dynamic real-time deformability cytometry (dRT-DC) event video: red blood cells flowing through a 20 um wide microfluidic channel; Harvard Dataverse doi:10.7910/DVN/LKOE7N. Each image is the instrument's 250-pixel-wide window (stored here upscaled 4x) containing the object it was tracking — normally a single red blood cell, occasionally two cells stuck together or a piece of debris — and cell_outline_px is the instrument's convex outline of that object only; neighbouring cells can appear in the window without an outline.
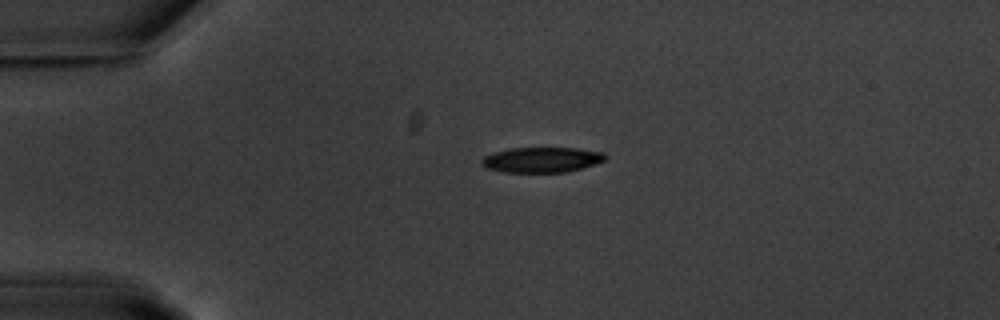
{"species": "common noctule bat (a hibernating species)", "species_latin": "Nyctalus noctula", "temperature_condition": "warm", "stored_images_in_passage": 43, "camera_frame_rate_fps": 3000, "um_per_image_px": 0.085, "animal": {"sex": "male", "body_mass_g": 20.1, "forearm_length_mm": 53.5}, "frame": {"image": 1, "passage_image": 1, "time_ms": 0.0, "image_size_px": [1000, 320], "cell_outline_px": [[604, 160], [568, 172], [504, 172], [488, 168], [480, 164], [480, 160], [484, 156], [492, 152], [512, 148], [576, 148], [604, 152]], "centroid_in_image_um": [45.98, 13.57], "position_along_channel_um": 39.0, "area_um2": 18.03}}
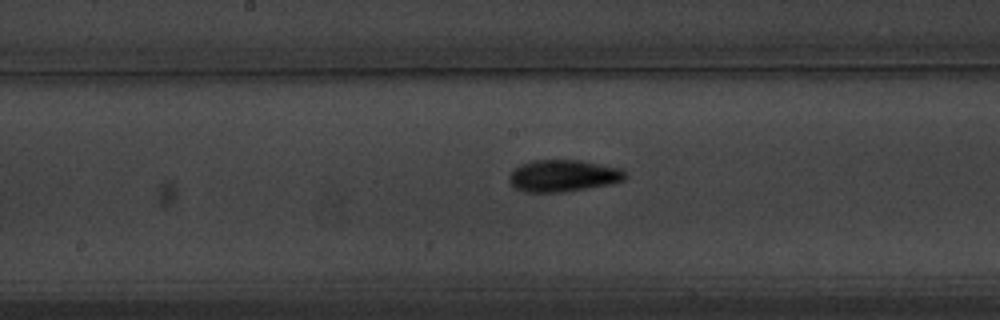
{"frame": {"image": 2, "passage_image": 17, "time_ms": 5.333, "image_size_px": [1000, 320], "cell_outline_px": [[628, 176], [624, 180], [612, 184], [564, 192], [524, 192], [516, 188], [508, 180], [508, 176], [512, 168], [520, 164], [532, 160], [580, 160], [624, 168]], "centroid_in_image_um": [47.89, 14.93], "position_along_channel_um": 200.3, "area_um2": 22.02}}
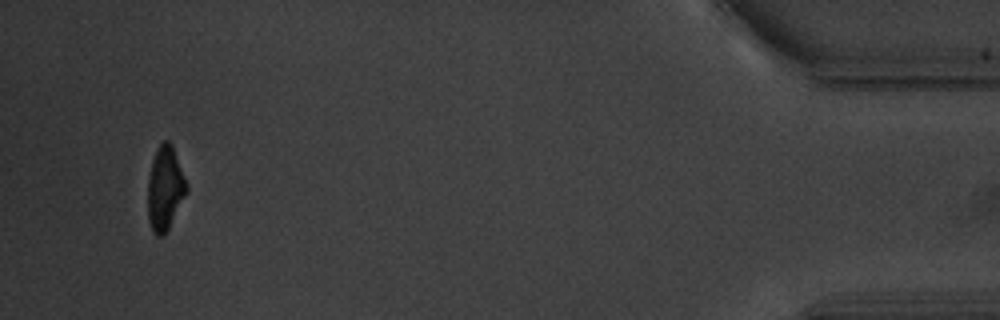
{"frame": {"image": 3, "passage_image": 41, "time_ms": 13.333, "image_size_px": [1000, 320], "cell_outline_px": [[188, 192], [164, 236], [156, 236], [152, 232], [148, 220], [148, 180], [152, 160], [160, 144], [164, 140], [168, 140], [172, 144], [188, 184]], "centroid_in_image_um": [14.04, 16.03], "position_along_channel_um": 421.2, "area_um2": 19.13}, "authors_computed_cell_mechanics": {"area_um2": 19.941, "velocity_mm_per_s": 3.6701, "shape_relaxation_time_tau1_ms": 3.1001, "shape_relaxation_time_tau2_ms": 6.2003, "deformation_change_tau1": 0.1556, "deformation_change_tau2": 0.1405}}